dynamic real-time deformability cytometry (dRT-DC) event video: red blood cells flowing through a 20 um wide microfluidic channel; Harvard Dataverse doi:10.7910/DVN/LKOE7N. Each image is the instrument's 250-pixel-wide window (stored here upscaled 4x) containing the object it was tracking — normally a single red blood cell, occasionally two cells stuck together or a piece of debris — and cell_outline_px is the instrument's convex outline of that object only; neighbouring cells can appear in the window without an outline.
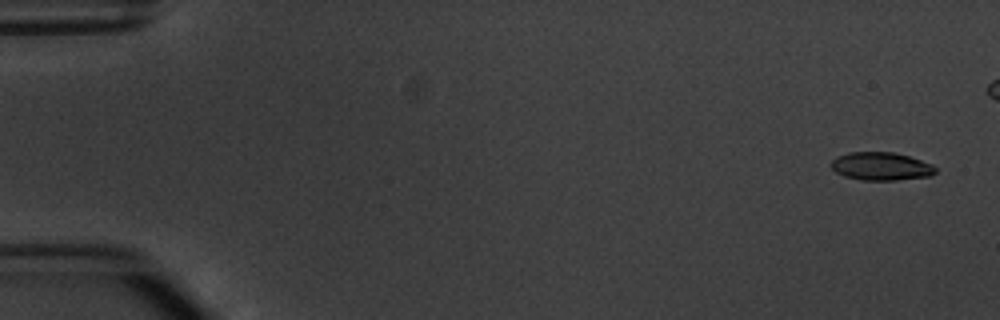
{"species": "common noctule bat (a hibernating species)", "species_latin": "Nyctalus noctula", "temperature_condition": "warm", "stored_images_in_passage": 6, "camera_frame_rate_fps": 3000, "um_per_image_px": 0.085, "animal": {"sex": "male", "body_mass_g": 20.1, "forearm_length_mm": 53.5}, "frame": {"image": 1, "passage_image": 1, "time_ms": 0.0, "image_size_px": [1000, 320], "cell_outline_px": [[936, 172], [932, 176], [896, 180], [860, 180], [844, 176], [836, 172], [832, 168], [832, 160], [836, 156], [848, 152], [892, 152], [908, 156], [932, 164], [936, 168]], "centroid_in_image_um": [74.89, 14.14], "position_along_channel_um": 10.1, "area_um2": 17.11}}